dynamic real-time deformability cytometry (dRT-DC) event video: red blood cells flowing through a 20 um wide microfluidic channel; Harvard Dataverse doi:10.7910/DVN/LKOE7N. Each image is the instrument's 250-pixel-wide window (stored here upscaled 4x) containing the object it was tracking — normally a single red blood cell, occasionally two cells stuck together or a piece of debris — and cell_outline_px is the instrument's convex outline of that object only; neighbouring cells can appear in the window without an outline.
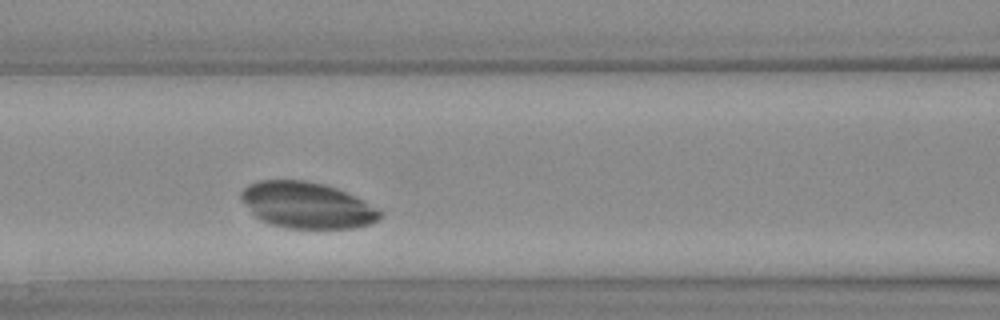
{"species": "Egyptian fruit bat (a non-hibernating species)", "species_latin": "Rousettus aegyptiacus", "temperature_condition": "warm", "stored_images_in_passage": 24, "camera_frame_rate_fps": 3000, "um_per_image_px": 0.085, "animal": {"sex": "female"}, "frame": {"image": 1, "passage_image": 8, "time_ms": 2.333, "image_size_px": [1000, 320], "cell_outline_px": [[384, 216], [372, 224], [356, 228], [288, 228], [272, 224], [260, 220], [240, 200], [240, 192], [248, 184], [260, 180], [304, 180], [324, 184], [336, 188], [384, 212]], "centroid_in_image_um": [26.07, 17.45], "position_along_channel_um": 140.5, "area_um2": 37.28}}